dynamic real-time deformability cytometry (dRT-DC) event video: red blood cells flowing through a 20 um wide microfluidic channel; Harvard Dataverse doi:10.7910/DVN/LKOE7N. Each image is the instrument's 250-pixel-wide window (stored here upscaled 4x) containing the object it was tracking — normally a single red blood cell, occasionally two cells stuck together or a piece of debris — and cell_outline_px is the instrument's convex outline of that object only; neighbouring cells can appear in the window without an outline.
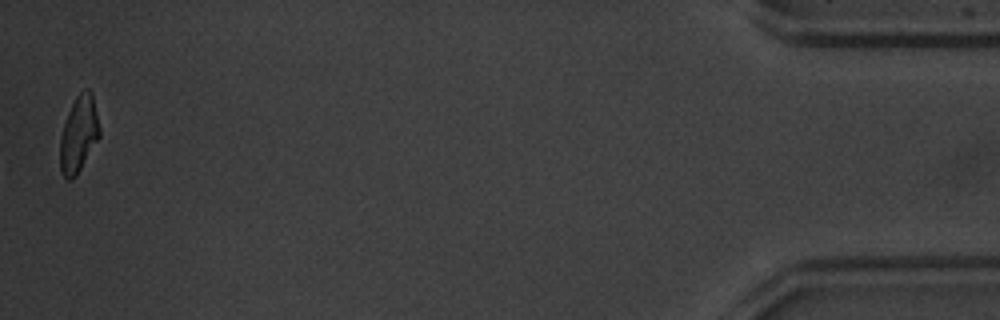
{"species": "common noctule bat (a hibernating species)", "species_latin": "Nyctalus noctula", "temperature_condition": "warm", "stored_images_in_passage": 51, "camera_frame_rate_fps": 3000, "um_per_image_px": 0.085, "animal": {"sex": "male", "body_mass_g": 20.1, "forearm_length_mm": 53.5}, "frame": {"image": 1, "passage_image": 51, "time_ms": 16.667, "image_size_px": [1000, 320], "cell_outline_px": [[100, 136], [76, 176], [72, 180], [68, 180], [64, 176], [60, 168], [60, 140], [64, 124], [68, 112], [76, 96], [84, 88], [88, 88], [92, 92], [100, 128]], "centroid_in_image_um": [6.7, 11.39], "position_along_channel_um": 428.5, "area_um2": 17.46}, "authors_computed_cell_mechanics": {"area_um2": 13.1784, "velocity_mm_per_s": 3.9466, "shape_relaxation_time_tau1_ms": 3.5062, "shape_relaxation_time_tau2_ms": 3.6474, "deformation_change_tau1": 0.2282, "deformation_change_tau2": 0.122}}